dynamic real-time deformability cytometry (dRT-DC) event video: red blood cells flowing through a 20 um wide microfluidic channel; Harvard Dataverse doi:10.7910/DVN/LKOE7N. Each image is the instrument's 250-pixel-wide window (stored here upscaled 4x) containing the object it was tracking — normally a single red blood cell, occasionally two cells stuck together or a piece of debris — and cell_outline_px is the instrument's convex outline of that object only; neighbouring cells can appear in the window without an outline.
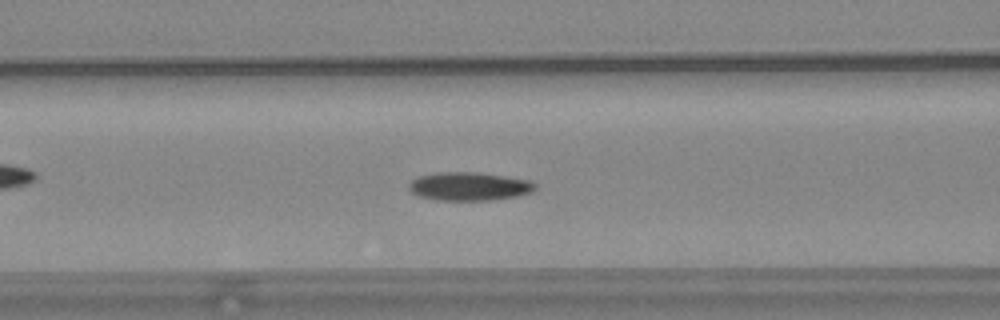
{"species": "common noctule bat (a hibernating species)", "species_latin": "Nyctalus noctula", "temperature_condition": "warm", "stored_images_in_passage": 56, "camera_frame_rate_fps": 3000, "um_per_image_px": 0.085, "animal": {"sex": "female", "body_mass_g": 24.6, "forearm_length_mm": 56.2}, "frame": {"image": 1, "passage_image": 23, "time_ms": 7.333, "image_size_px": [1000, 320], "cell_outline_px": [[536, 188], [532, 192], [516, 196], [492, 200], [436, 200], [420, 196], [412, 192], [408, 188], [408, 184], [416, 176], [436, 172], [476, 172], [504, 176], [528, 180], [536, 184]], "centroid_in_image_um": [39.85, 15.83], "position_along_channel_um": 126.8, "area_um2": 20.92}}
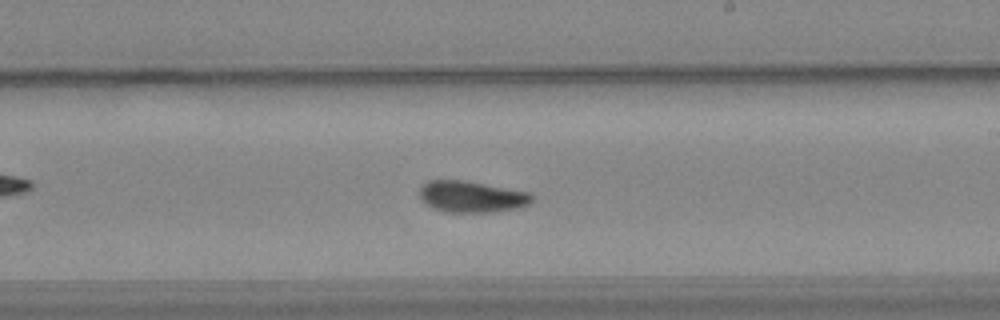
{"frame": {"image": 2, "passage_image": 33, "time_ms": 10.667, "image_size_px": [1000, 320], "cell_outline_px": [[532, 200], [528, 204], [516, 208], [492, 212], [444, 212], [432, 208], [424, 204], [420, 196], [420, 184], [428, 180], [464, 180], [528, 192], [532, 196]], "centroid_in_image_um": [40.01, 16.71], "position_along_channel_um": 249.0, "area_um2": 20.58}}
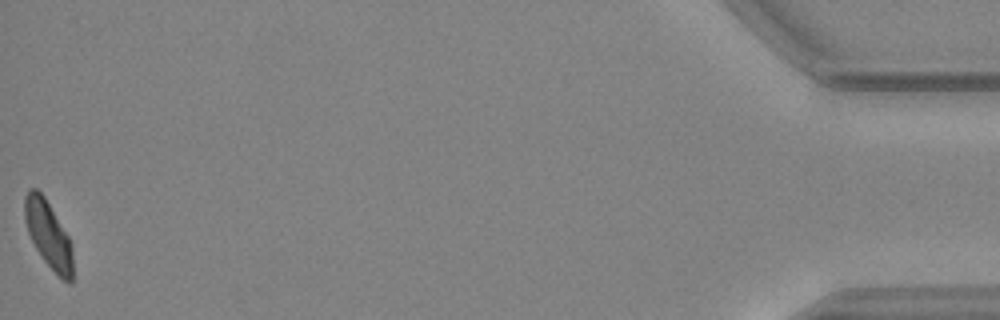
{"frame": {"image": 3, "passage_image": 56, "time_ms": 18.333, "image_size_px": [1000, 320], "cell_outline_px": [[72, 284], [68, 284], [40, 256], [28, 232], [24, 220], [24, 196], [28, 188], [36, 188], [44, 196], [68, 236], [72, 244]], "centroid_in_image_um": [4.09, 19.9], "position_along_channel_um": 431.1, "area_um2": 18.61}, "authors_computed_cell_mechanics": {"area_um2": 19.941, "velocity_mm_per_s": 3.6722, "shape_relaxation_time_tau1_ms": 6.0723, "shape_relaxation_time_tau2_ms": 4.123, "deformation_change_tau1": 0.1702, "deformation_change_tau2": 0.0893}}